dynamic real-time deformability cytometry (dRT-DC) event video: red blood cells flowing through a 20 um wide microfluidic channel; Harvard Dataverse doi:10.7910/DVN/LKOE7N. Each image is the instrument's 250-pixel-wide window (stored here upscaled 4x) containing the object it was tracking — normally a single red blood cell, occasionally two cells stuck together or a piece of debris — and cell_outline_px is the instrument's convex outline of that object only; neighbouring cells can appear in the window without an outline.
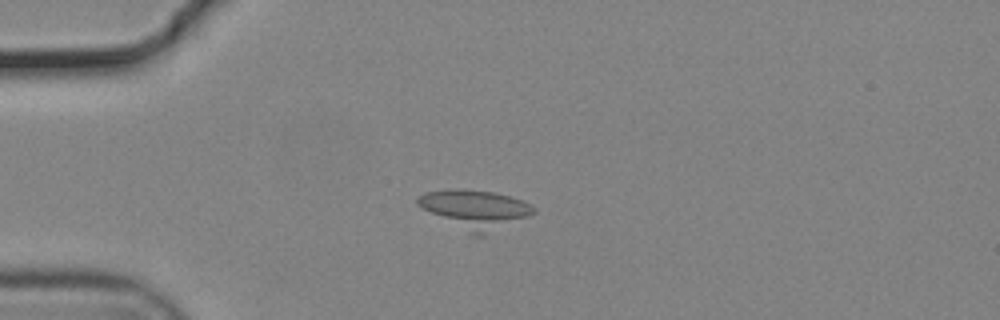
{"species": "common noctule bat (a hibernating species)", "species_latin": "Nyctalus noctula", "temperature_condition": "cold", "stored_images_in_passage": 28, "camera_frame_rate_fps": 3000, "um_per_image_px": 0.085, "animal": {"sex": "male", "body_mass_g": 19.2, "forearm_length_mm": 51.8}, "frame": {"image": 1, "passage_image": 14, "time_ms": 4.333, "image_size_px": [1000, 320], "cell_outline_px": [[536, 212], [528, 216], [480, 236], [476, 236], [416, 204], [416, 196], [424, 192], [456, 188], [492, 192], [524, 200], [536, 208]], "centroid_in_image_um": [40.39, 17.75], "position_along_channel_um": 44.6, "area_um2": 25.37}}
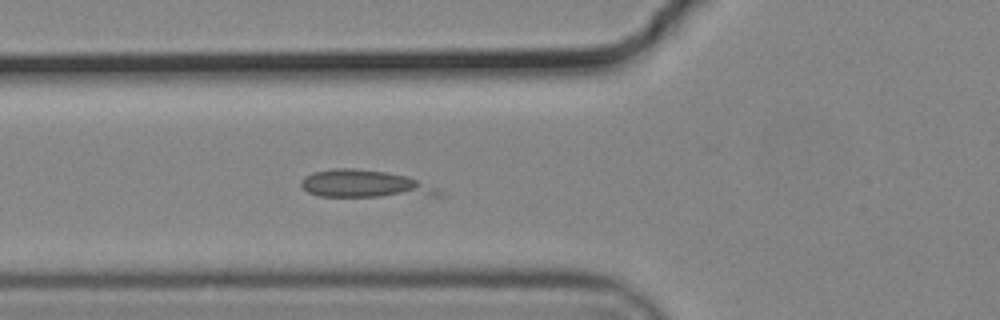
{"frame": {"image": 2, "passage_image": 20, "time_ms": 6.333, "image_size_px": [1000, 320], "cell_outline_px": [[444, 192], [440, 196], [320, 196], [308, 192], [300, 184], [300, 180], [312, 172], [336, 168], [352, 168], [384, 172], [408, 176], [436, 188]], "centroid_in_image_um": [31.0, 15.64], "position_along_channel_um": 94.8, "area_um2": 21.79}}
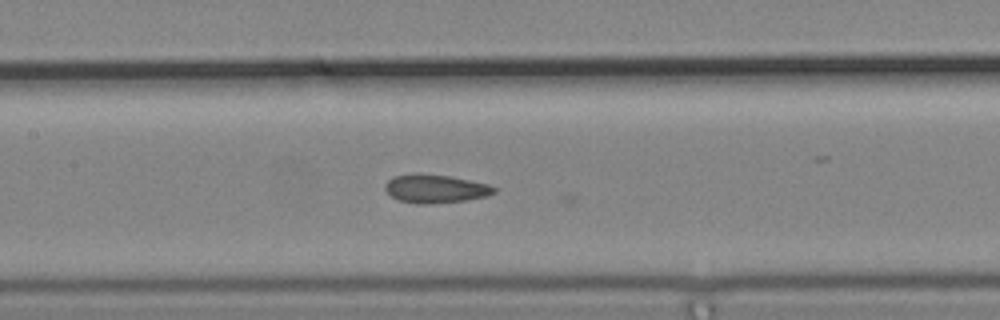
{"frame": {"image": 3, "passage_image": 26, "time_ms": 8.333, "image_size_px": [1000, 320], "cell_outline_px": [[496, 192], [484, 196], [464, 200], [428, 204], [416, 204], [400, 200], [392, 196], [384, 188], [384, 184], [392, 176], [416, 172], [448, 176], [488, 184], [496, 188]], "centroid_in_image_um": [36.95, 16.02], "position_along_channel_um": 170.5, "area_um2": 17.98}}